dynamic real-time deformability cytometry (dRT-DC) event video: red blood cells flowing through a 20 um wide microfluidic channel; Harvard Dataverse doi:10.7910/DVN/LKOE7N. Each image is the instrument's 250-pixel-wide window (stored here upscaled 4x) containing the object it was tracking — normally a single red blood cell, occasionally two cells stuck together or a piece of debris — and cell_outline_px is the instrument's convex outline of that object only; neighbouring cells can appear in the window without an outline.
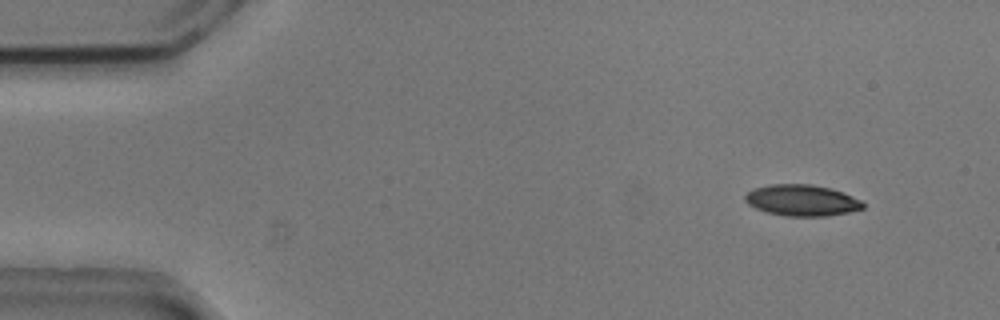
{"species": "common noctule bat (a hibernating species)", "species_latin": "Nyctalus noctula", "temperature_condition": "cold", "stored_images_in_passage": 12, "camera_frame_rate_fps": 3000, "um_per_image_px": 0.085, "animal": {"sex": "male", "body_mass_g": 20.5, "forearm_length_mm": 52.5}, "frame": {"image": 1, "passage_image": 5, "time_ms": 1.333, "image_size_px": [1000, 320], "cell_outline_px": [[864, 208], [848, 212], [828, 216], [788, 216], [768, 212], [756, 208], [748, 204], [744, 200], [744, 196], [752, 188], [768, 184], [812, 184], [832, 188], [844, 192], [860, 200], [864, 204]], "centroid_in_image_um": [68.15, 17.01], "position_along_channel_um": 16.9, "area_um2": 21.56}}